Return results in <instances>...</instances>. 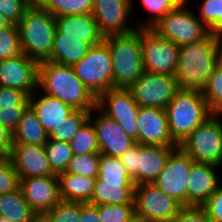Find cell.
I'll return each instance as SVG.
<instances>
[{
	"mask_svg": "<svg viewBox=\"0 0 222 222\" xmlns=\"http://www.w3.org/2000/svg\"><path fill=\"white\" fill-rule=\"evenodd\" d=\"M0 222H10V221H8L5 217L0 216Z\"/></svg>",
	"mask_w": 222,
	"mask_h": 222,
	"instance_id": "obj_55",
	"label": "cell"
},
{
	"mask_svg": "<svg viewBox=\"0 0 222 222\" xmlns=\"http://www.w3.org/2000/svg\"><path fill=\"white\" fill-rule=\"evenodd\" d=\"M165 111L171 137L178 145L212 115L200 90L181 88Z\"/></svg>",
	"mask_w": 222,
	"mask_h": 222,
	"instance_id": "obj_4",
	"label": "cell"
},
{
	"mask_svg": "<svg viewBox=\"0 0 222 222\" xmlns=\"http://www.w3.org/2000/svg\"><path fill=\"white\" fill-rule=\"evenodd\" d=\"M96 182L134 183L119 157L100 154Z\"/></svg>",
	"mask_w": 222,
	"mask_h": 222,
	"instance_id": "obj_29",
	"label": "cell"
},
{
	"mask_svg": "<svg viewBox=\"0 0 222 222\" xmlns=\"http://www.w3.org/2000/svg\"><path fill=\"white\" fill-rule=\"evenodd\" d=\"M91 47L89 43L84 41V37L63 36L56 29L48 61L73 67L84 58Z\"/></svg>",
	"mask_w": 222,
	"mask_h": 222,
	"instance_id": "obj_24",
	"label": "cell"
},
{
	"mask_svg": "<svg viewBox=\"0 0 222 222\" xmlns=\"http://www.w3.org/2000/svg\"><path fill=\"white\" fill-rule=\"evenodd\" d=\"M180 47L151 28H141V53L146 72L176 75Z\"/></svg>",
	"mask_w": 222,
	"mask_h": 222,
	"instance_id": "obj_10",
	"label": "cell"
},
{
	"mask_svg": "<svg viewBox=\"0 0 222 222\" xmlns=\"http://www.w3.org/2000/svg\"><path fill=\"white\" fill-rule=\"evenodd\" d=\"M175 148L138 144V174L133 178L134 184L154 183Z\"/></svg>",
	"mask_w": 222,
	"mask_h": 222,
	"instance_id": "obj_21",
	"label": "cell"
},
{
	"mask_svg": "<svg viewBox=\"0 0 222 222\" xmlns=\"http://www.w3.org/2000/svg\"><path fill=\"white\" fill-rule=\"evenodd\" d=\"M173 222H210L202 207H183Z\"/></svg>",
	"mask_w": 222,
	"mask_h": 222,
	"instance_id": "obj_46",
	"label": "cell"
},
{
	"mask_svg": "<svg viewBox=\"0 0 222 222\" xmlns=\"http://www.w3.org/2000/svg\"><path fill=\"white\" fill-rule=\"evenodd\" d=\"M201 92L211 114L222 115V59Z\"/></svg>",
	"mask_w": 222,
	"mask_h": 222,
	"instance_id": "obj_30",
	"label": "cell"
},
{
	"mask_svg": "<svg viewBox=\"0 0 222 222\" xmlns=\"http://www.w3.org/2000/svg\"><path fill=\"white\" fill-rule=\"evenodd\" d=\"M94 0H48L42 7L53 16L83 15L92 12Z\"/></svg>",
	"mask_w": 222,
	"mask_h": 222,
	"instance_id": "obj_34",
	"label": "cell"
},
{
	"mask_svg": "<svg viewBox=\"0 0 222 222\" xmlns=\"http://www.w3.org/2000/svg\"><path fill=\"white\" fill-rule=\"evenodd\" d=\"M81 202L60 200L45 215L49 222H81Z\"/></svg>",
	"mask_w": 222,
	"mask_h": 222,
	"instance_id": "obj_38",
	"label": "cell"
},
{
	"mask_svg": "<svg viewBox=\"0 0 222 222\" xmlns=\"http://www.w3.org/2000/svg\"><path fill=\"white\" fill-rule=\"evenodd\" d=\"M102 222H130L135 218L134 203L98 205Z\"/></svg>",
	"mask_w": 222,
	"mask_h": 222,
	"instance_id": "obj_39",
	"label": "cell"
},
{
	"mask_svg": "<svg viewBox=\"0 0 222 222\" xmlns=\"http://www.w3.org/2000/svg\"><path fill=\"white\" fill-rule=\"evenodd\" d=\"M39 88L76 110L92 111L97 107V97L80 81L72 66L39 62Z\"/></svg>",
	"mask_w": 222,
	"mask_h": 222,
	"instance_id": "obj_2",
	"label": "cell"
},
{
	"mask_svg": "<svg viewBox=\"0 0 222 222\" xmlns=\"http://www.w3.org/2000/svg\"><path fill=\"white\" fill-rule=\"evenodd\" d=\"M187 0L169 11L151 27L159 36L169 39L179 47L199 42L211 31L187 8Z\"/></svg>",
	"mask_w": 222,
	"mask_h": 222,
	"instance_id": "obj_6",
	"label": "cell"
},
{
	"mask_svg": "<svg viewBox=\"0 0 222 222\" xmlns=\"http://www.w3.org/2000/svg\"><path fill=\"white\" fill-rule=\"evenodd\" d=\"M133 0H94L91 14L104 36L126 34L134 31L127 19L131 13Z\"/></svg>",
	"mask_w": 222,
	"mask_h": 222,
	"instance_id": "obj_15",
	"label": "cell"
},
{
	"mask_svg": "<svg viewBox=\"0 0 222 222\" xmlns=\"http://www.w3.org/2000/svg\"><path fill=\"white\" fill-rule=\"evenodd\" d=\"M28 8L26 0H0V14L15 25Z\"/></svg>",
	"mask_w": 222,
	"mask_h": 222,
	"instance_id": "obj_43",
	"label": "cell"
},
{
	"mask_svg": "<svg viewBox=\"0 0 222 222\" xmlns=\"http://www.w3.org/2000/svg\"><path fill=\"white\" fill-rule=\"evenodd\" d=\"M70 146L73 151V155L100 153V148L92 121L88 119L85 122V124L78 130L74 138L70 141Z\"/></svg>",
	"mask_w": 222,
	"mask_h": 222,
	"instance_id": "obj_32",
	"label": "cell"
},
{
	"mask_svg": "<svg viewBox=\"0 0 222 222\" xmlns=\"http://www.w3.org/2000/svg\"><path fill=\"white\" fill-rule=\"evenodd\" d=\"M143 6L150 12L154 13L148 22L143 23L140 28H151L169 11L178 6L183 0H141Z\"/></svg>",
	"mask_w": 222,
	"mask_h": 222,
	"instance_id": "obj_40",
	"label": "cell"
},
{
	"mask_svg": "<svg viewBox=\"0 0 222 222\" xmlns=\"http://www.w3.org/2000/svg\"><path fill=\"white\" fill-rule=\"evenodd\" d=\"M128 89L139 106L165 110L180 88L175 76L144 71Z\"/></svg>",
	"mask_w": 222,
	"mask_h": 222,
	"instance_id": "obj_13",
	"label": "cell"
},
{
	"mask_svg": "<svg viewBox=\"0 0 222 222\" xmlns=\"http://www.w3.org/2000/svg\"><path fill=\"white\" fill-rule=\"evenodd\" d=\"M29 95L19 89L0 86V109L27 108Z\"/></svg>",
	"mask_w": 222,
	"mask_h": 222,
	"instance_id": "obj_41",
	"label": "cell"
},
{
	"mask_svg": "<svg viewBox=\"0 0 222 222\" xmlns=\"http://www.w3.org/2000/svg\"><path fill=\"white\" fill-rule=\"evenodd\" d=\"M20 179L10 158L0 164V195L19 189Z\"/></svg>",
	"mask_w": 222,
	"mask_h": 222,
	"instance_id": "obj_42",
	"label": "cell"
},
{
	"mask_svg": "<svg viewBox=\"0 0 222 222\" xmlns=\"http://www.w3.org/2000/svg\"><path fill=\"white\" fill-rule=\"evenodd\" d=\"M56 29L63 36L84 37V41L91 46L104 41L98 23L91 13L83 15H59L55 16Z\"/></svg>",
	"mask_w": 222,
	"mask_h": 222,
	"instance_id": "obj_22",
	"label": "cell"
},
{
	"mask_svg": "<svg viewBox=\"0 0 222 222\" xmlns=\"http://www.w3.org/2000/svg\"><path fill=\"white\" fill-rule=\"evenodd\" d=\"M35 94L36 92L29 97V106L35 111L48 135L76 111L72 106L63 103L58 98L45 94L36 99Z\"/></svg>",
	"mask_w": 222,
	"mask_h": 222,
	"instance_id": "obj_23",
	"label": "cell"
},
{
	"mask_svg": "<svg viewBox=\"0 0 222 222\" xmlns=\"http://www.w3.org/2000/svg\"><path fill=\"white\" fill-rule=\"evenodd\" d=\"M12 144V133L0 123V147H2L8 154H10Z\"/></svg>",
	"mask_w": 222,
	"mask_h": 222,
	"instance_id": "obj_49",
	"label": "cell"
},
{
	"mask_svg": "<svg viewBox=\"0 0 222 222\" xmlns=\"http://www.w3.org/2000/svg\"><path fill=\"white\" fill-rule=\"evenodd\" d=\"M12 23L0 14V30L9 27Z\"/></svg>",
	"mask_w": 222,
	"mask_h": 222,
	"instance_id": "obj_52",
	"label": "cell"
},
{
	"mask_svg": "<svg viewBox=\"0 0 222 222\" xmlns=\"http://www.w3.org/2000/svg\"><path fill=\"white\" fill-rule=\"evenodd\" d=\"M195 161L180 147L175 148L166 160L164 169L154 184L169 197L188 207V180Z\"/></svg>",
	"mask_w": 222,
	"mask_h": 222,
	"instance_id": "obj_11",
	"label": "cell"
},
{
	"mask_svg": "<svg viewBox=\"0 0 222 222\" xmlns=\"http://www.w3.org/2000/svg\"><path fill=\"white\" fill-rule=\"evenodd\" d=\"M138 109L139 105L132 92L125 88H112L102 92L97 97V107L94 108L116 121L135 140L138 137Z\"/></svg>",
	"mask_w": 222,
	"mask_h": 222,
	"instance_id": "obj_12",
	"label": "cell"
},
{
	"mask_svg": "<svg viewBox=\"0 0 222 222\" xmlns=\"http://www.w3.org/2000/svg\"><path fill=\"white\" fill-rule=\"evenodd\" d=\"M9 158L19 179L58 176L51 169L44 145L13 143Z\"/></svg>",
	"mask_w": 222,
	"mask_h": 222,
	"instance_id": "obj_17",
	"label": "cell"
},
{
	"mask_svg": "<svg viewBox=\"0 0 222 222\" xmlns=\"http://www.w3.org/2000/svg\"><path fill=\"white\" fill-rule=\"evenodd\" d=\"M90 111L76 110L72 115L61 122L57 128L49 134L48 140L68 142L74 138L78 130L89 119Z\"/></svg>",
	"mask_w": 222,
	"mask_h": 222,
	"instance_id": "obj_31",
	"label": "cell"
},
{
	"mask_svg": "<svg viewBox=\"0 0 222 222\" xmlns=\"http://www.w3.org/2000/svg\"><path fill=\"white\" fill-rule=\"evenodd\" d=\"M112 58V88H130L143 74L141 28L104 37Z\"/></svg>",
	"mask_w": 222,
	"mask_h": 222,
	"instance_id": "obj_3",
	"label": "cell"
},
{
	"mask_svg": "<svg viewBox=\"0 0 222 222\" xmlns=\"http://www.w3.org/2000/svg\"><path fill=\"white\" fill-rule=\"evenodd\" d=\"M17 26L22 53L38 62L48 60L56 32L55 16L41 7H29Z\"/></svg>",
	"mask_w": 222,
	"mask_h": 222,
	"instance_id": "obj_5",
	"label": "cell"
},
{
	"mask_svg": "<svg viewBox=\"0 0 222 222\" xmlns=\"http://www.w3.org/2000/svg\"><path fill=\"white\" fill-rule=\"evenodd\" d=\"M205 210L210 222H222V186L219 185L215 193L204 203Z\"/></svg>",
	"mask_w": 222,
	"mask_h": 222,
	"instance_id": "obj_44",
	"label": "cell"
},
{
	"mask_svg": "<svg viewBox=\"0 0 222 222\" xmlns=\"http://www.w3.org/2000/svg\"><path fill=\"white\" fill-rule=\"evenodd\" d=\"M221 59L222 36L213 32L199 42L181 46L175 75L179 88L202 91Z\"/></svg>",
	"mask_w": 222,
	"mask_h": 222,
	"instance_id": "obj_1",
	"label": "cell"
},
{
	"mask_svg": "<svg viewBox=\"0 0 222 222\" xmlns=\"http://www.w3.org/2000/svg\"><path fill=\"white\" fill-rule=\"evenodd\" d=\"M100 153L73 155L65 172L78 176L97 178L99 172Z\"/></svg>",
	"mask_w": 222,
	"mask_h": 222,
	"instance_id": "obj_35",
	"label": "cell"
},
{
	"mask_svg": "<svg viewBox=\"0 0 222 222\" xmlns=\"http://www.w3.org/2000/svg\"><path fill=\"white\" fill-rule=\"evenodd\" d=\"M59 196L65 201L91 202L97 178L78 176L72 173L58 174Z\"/></svg>",
	"mask_w": 222,
	"mask_h": 222,
	"instance_id": "obj_25",
	"label": "cell"
},
{
	"mask_svg": "<svg viewBox=\"0 0 222 222\" xmlns=\"http://www.w3.org/2000/svg\"><path fill=\"white\" fill-rule=\"evenodd\" d=\"M73 69L80 81L96 97L112 89V58L109 47L104 41L92 46L84 58L73 66Z\"/></svg>",
	"mask_w": 222,
	"mask_h": 222,
	"instance_id": "obj_9",
	"label": "cell"
},
{
	"mask_svg": "<svg viewBox=\"0 0 222 222\" xmlns=\"http://www.w3.org/2000/svg\"><path fill=\"white\" fill-rule=\"evenodd\" d=\"M23 54L18 26L11 24L0 30V61Z\"/></svg>",
	"mask_w": 222,
	"mask_h": 222,
	"instance_id": "obj_36",
	"label": "cell"
},
{
	"mask_svg": "<svg viewBox=\"0 0 222 222\" xmlns=\"http://www.w3.org/2000/svg\"><path fill=\"white\" fill-rule=\"evenodd\" d=\"M28 222H49L45 214H36Z\"/></svg>",
	"mask_w": 222,
	"mask_h": 222,
	"instance_id": "obj_51",
	"label": "cell"
},
{
	"mask_svg": "<svg viewBox=\"0 0 222 222\" xmlns=\"http://www.w3.org/2000/svg\"><path fill=\"white\" fill-rule=\"evenodd\" d=\"M48 0H26L28 7H43Z\"/></svg>",
	"mask_w": 222,
	"mask_h": 222,
	"instance_id": "obj_50",
	"label": "cell"
},
{
	"mask_svg": "<svg viewBox=\"0 0 222 222\" xmlns=\"http://www.w3.org/2000/svg\"><path fill=\"white\" fill-rule=\"evenodd\" d=\"M19 188L36 214H46L61 200L58 176L23 178Z\"/></svg>",
	"mask_w": 222,
	"mask_h": 222,
	"instance_id": "obj_18",
	"label": "cell"
},
{
	"mask_svg": "<svg viewBox=\"0 0 222 222\" xmlns=\"http://www.w3.org/2000/svg\"><path fill=\"white\" fill-rule=\"evenodd\" d=\"M39 62L21 54L0 61V86L15 88L31 96L38 89Z\"/></svg>",
	"mask_w": 222,
	"mask_h": 222,
	"instance_id": "obj_14",
	"label": "cell"
},
{
	"mask_svg": "<svg viewBox=\"0 0 222 222\" xmlns=\"http://www.w3.org/2000/svg\"><path fill=\"white\" fill-rule=\"evenodd\" d=\"M134 183L95 182L91 199L95 205L134 203Z\"/></svg>",
	"mask_w": 222,
	"mask_h": 222,
	"instance_id": "obj_27",
	"label": "cell"
},
{
	"mask_svg": "<svg viewBox=\"0 0 222 222\" xmlns=\"http://www.w3.org/2000/svg\"><path fill=\"white\" fill-rule=\"evenodd\" d=\"M9 158V154L0 147V164L5 162Z\"/></svg>",
	"mask_w": 222,
	"mask_h": 222,
	"instance_id": "obj_53",
	"label": "cell"
},
{
	"mask_svg": "<svg viewBox=\"0 0 222 222\" xmlns=\"http://www.w3.org/2000/svg\"><path fill=\"white\" fill-rule=\"evenodd\" d=\"M219 166L195 162L191 168L188 182V207H202L204 203L215 193L220 185L218 179Z\"/></svg>",
	"mask_w": 222,
	"mask_h": 222,
	"instance_id": "obj_20",
	"label": "cell"
},
{
	"mask_svg": "<svg viewBox=\"0 0 222 222\" xmlns=\"http://www.w3.org/2000/svg\"><path fill=\"white\" fill-rule=\"evenodd\" d=\"M135 217L147 222H173L183 206L154 183L135 185Z\"/></svg>",
	"mask_w": 222,
	"mask_h": 222,
	"instance_id": "obj_8",
	"label": "cell"
},
{
	"mask_svg": "<svg viewBox=\"0 0 222 222\" xmlns=\"http://www.w3.org/2000/svg\"><path fill=\"white\" fill-rule=\"evenodd\" d=\"M13 143H24L30 145H45L49 139L35 111L28 106L23 112L17 128L12 133Z\"/></svg>",
	"mask_w": 222,
	"mask_h": 222,
	"instance_id": "obj_26",
	"label": "cell"
},
{
	"mask_svg": "<svg viewBox=\"0 0 222 222\" xmlns=\"http://www.w3.org/2000/svg\"><path fill=\"white\" fill-rule=\"evenodd\" d=\"M119 159L126 168L129 176L133 179L138 174V143L129 148L124 154L119 157Z\"/></svg>",
	"mask_w": 222,
	"mask_h": 222,
	"instance_id": "obj_47",
	"label": "cell"
},
{
	"mask_svg": "<svg viewBox=\"0 0 222 222\" xmlns=\"http://www.w3.org/2000/svg\"><path fill=\"white\" fill-rule=\"evenodd\" d=\"M36 213L19 189L0 195V216L10 222H28Z\"/></svg>",
	"mask_w": 222,
	"mask_h": 222,
	"instance_id": "obj_28",
	"label": "cell"
},
{
	"mask_svg": "<svg viewBox=\"0 0 222 222\" xmlns=\"http://www.w3.org/2000/svg\"><path fill=\"white\" fill-rule=\"evenodd\" d=\"M81 222H102L98 214V205L81 202Z\"/></svg>",
	"mask_w": 222,
	"mask_h": 222,
	"instance_id": "obj_48",
	"label": "cell"
},
{
	"mask_svg": "<svg viewBox=\"0 0 222 222\" xmlns=\"http://www.w3.org/2000/svg\"><path fill=\"white\" fill-rule=\"evenodd\" d=\"M130 222H147L141 218L135 217L133 220H131Z\"/></svg>",
	"mask_w": 222,
	"mask_h": 222,
	"instance_id": "obj_54",
	"label": "cell"
},
{
	"mask_svg": "<svg viewBox=\"0 0 222 222\" xmlns=\"http://www.w3.org/2000/svg\"><path fill=\"white\" fill-rule=\"evenodd\" d=\"M26 108H2L0 109V123L11 133L17 128L23 112Z\"/></svg>",
	"mask_w": 222,
	"mask_h": 222,
	"instance_id": "obj_45",
	"label": "cell"
},
{
	"mask_svg": "<svg viewBox=\"0 0 222 222\" xmlns=\"http://www.w3.org/2000/svg\"><path fill=\"white\" fill-rule=\"evenodd\" d=\"M222 115L212 114L178 146L195 162L222 165Z\"/></svg>",
	"mask_w": 222,
	"mask_h": 222,
	"instance_id": "obj_7",
	"label": "cell"
},
{
	"mask_svg": "<svg viewBox=\"0 0 222 222\" xmlns=\"http://www.w3.org/2000/svg\"><path fill=\"white\" fill-rule=\"evenodd\" d=\"M44 148L52 171L57 175L64 172L73 157L70 143L48 140Z\"/></svg>",
	"mask_w": 222,
	"mask_h": 222,
	"instance_id": "obj_33",
	"label": "cell"
},
{
	"mask_svg": "<svg viewBox=\"0 0 222 222\" xmlns=\"http://www.w3.org/2000/svg\"><path fill=\"white\" fill-rule=\"evenodd\" d=\"M137 125L138 137L136 143L166 147L179 146L171 137L164 109L139 106Z\"/></svg>",
	"mask_w": 222,
	"mask_h": 222,
	"instance_id": "obj_16",
	"label": "cell"
},
{
	"mask_svg": "<svg viewBox=\"0 0 222 222\" xmlns=\"http://www.w3.org/2000/svg\"><path fill=\"white\" fill-rule=\"evenodd\" d=\"M200 17L201 22L211 32L222 36V0H204Z\"/></svg>",
	"mask_w": 222,
	"mask_h": 222,
	"instance_id": "obj_37",
	"label": "cell"
},
{
	"mask_svg": "<svg viewBox=\"0 0 222 222\" xmlns=\"http://www.w3.org/2000/svg\"><path fill=\"white\" fill-rule=\"evenodd\" d=\"M89 113V120L92 121L97 136L100 154L111 157H120L129 148L136 144V140L128 136L126 132L117 124L116 121L109 118L103 112L92 118V112Z\"/></svg>",
	"mask_w": 222,
	"mask_h": 222,
	"instance_id": "obj_19",
	"label": "cell"
}]
</instances>
